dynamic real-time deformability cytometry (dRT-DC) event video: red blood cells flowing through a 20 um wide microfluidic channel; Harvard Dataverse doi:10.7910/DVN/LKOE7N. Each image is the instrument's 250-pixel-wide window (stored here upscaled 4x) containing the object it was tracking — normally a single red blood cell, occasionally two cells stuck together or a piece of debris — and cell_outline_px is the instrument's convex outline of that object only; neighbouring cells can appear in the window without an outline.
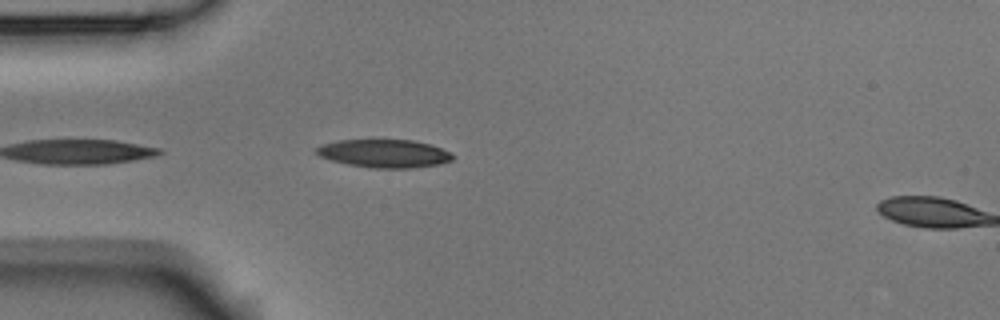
{"species": "Egyptian fruit bat (a non-hibernating species)", "species_latin": "Rousettus aegyptiacus", "temperature_condition": "room temperature", "stored_images_in_passage": 5, "segment_of_instrument_passage": [1, 2], "camera_frame_rate_fps": 3000, "um_per_image_px": 0.085, "animal": {"sex": "male"}, "frame": {"image": 1, "passage_image": 4, "time_ms": 1.0, "image_size_px": [1000, 320], "cell_outline_px": [[456, 156], [452, 160], [440, 164], [412, 168], [372, 168], [348, 164], [332, 160], [320, 156], [316, 152], [316, 148], [320, 144], [336, 140], [372, 136], [380, 136], [412, 140], [432, 144], [452, 152]], "centroid_in_image_um": [32.67, 12.97], "position_along_channel_um": 52.3, "area_um2": 23.76}}